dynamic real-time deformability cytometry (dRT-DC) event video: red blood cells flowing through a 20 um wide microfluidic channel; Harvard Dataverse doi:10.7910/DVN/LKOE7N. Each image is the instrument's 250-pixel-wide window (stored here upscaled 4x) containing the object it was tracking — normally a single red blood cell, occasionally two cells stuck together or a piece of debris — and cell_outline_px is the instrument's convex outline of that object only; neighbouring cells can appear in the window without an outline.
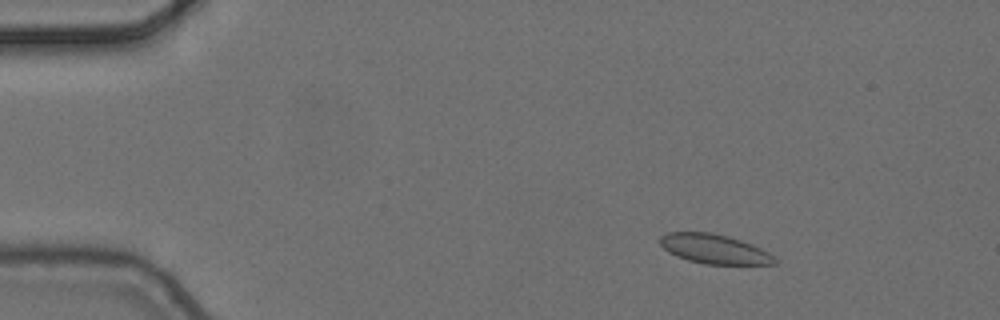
{"species": "common noctule bat (a hibernating species)", "species_latin": "Nyctalus noctula", "temperature_condition": "cold", "stored_images_in_passage": 6, "camera_frame_rate_fps": 3000, "um_per_image_px": 0.085, "animal": {"sex": "female", "body_mass_g": 24.6, "forearm_length_mm": 56.2}, "frame": {"image": 1, "passage_image": 3, "time_ms": 0.667, "image_size_px": [1000, 320], "cell_outline_px": [[776, 264], [704, 264], [688, 260], [676, 256], [668, 252], [660, 244], [660, 236], [668, 232], [712, 232], [728, 236], [752, 244], [768, 252], [776, 260]], "centroid_in_image_um": [60.68, 21.16], "position_along_channel_um": 24.3, "area_um2": 19.59}}
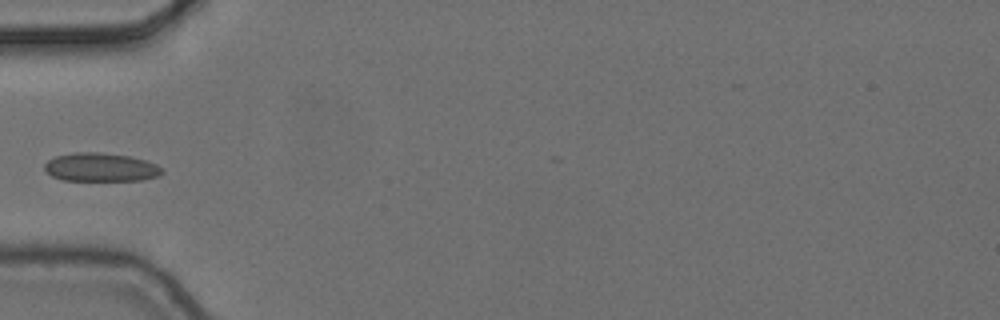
{"frame": {"image": 2, "passage_image": 6, "time_ms": 1.667, "image_size_px": [1000, 320], "cell_outline_px": [[164, 172], [160, 176], [140, 180], [64, 180], [52, 176], [44, 168], [44, 164], [48, 160], [56, 156], [76, 152], [100, 152], [132, 156], [156, 164], [164, 168]], "centroid_in_image_um": [8.6, 14.21], "position_along_channel_um": 76.4, "area_um2": 19.59}}